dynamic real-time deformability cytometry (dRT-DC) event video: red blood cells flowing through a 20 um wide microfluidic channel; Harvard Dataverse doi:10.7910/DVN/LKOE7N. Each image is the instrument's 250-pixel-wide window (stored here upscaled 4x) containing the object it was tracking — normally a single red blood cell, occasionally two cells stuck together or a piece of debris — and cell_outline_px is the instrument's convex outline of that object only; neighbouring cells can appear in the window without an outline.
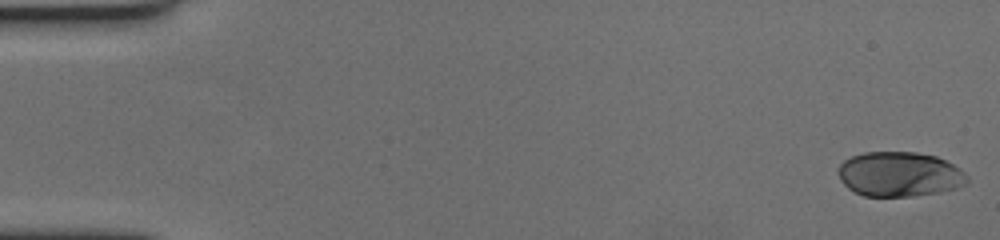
{"species": "human", "species_latin": "Homo sapiens", "temperature_condition": "cold", "stored_images_in_passage": 57, "camera_frame_rate_fps": 3000, "um_per_image_px": 0.085, "donor": {"sex": "female"}, "frame": {"image": 1, "passage_image": 1, "time_ms": 0.0, "image_size_px": [1000, 240], "cell_outline_px": [[968, 184], [956, 188], [936, 192], [912, 196], [864, 196], [848, 188], [840, 180], [836, 172], [840, 164], [844, 160], [852, 156], [864, 152], [916, 152], [936, 156], [952, 164], [964, 172], [968, 176]], "centroid_in_image_um": [76.43, 14.8], "position_along_channel_um": 8.6, "area_um2": 33.64}}
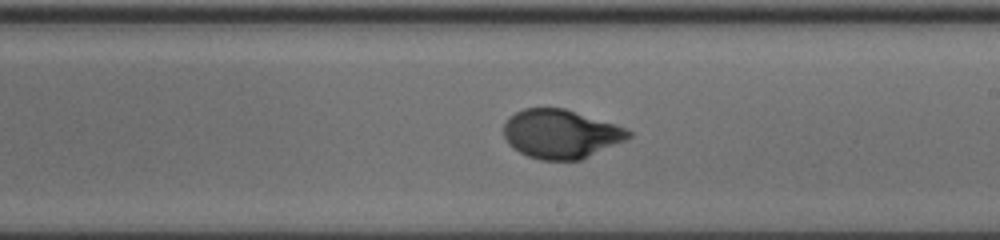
{"frame": {"image": 2, "passage_image": 35, "time_ms": 11.333, "image_size_px": [1000, 240], "cell_outline_px": [[632, 136], [624, 140], [580, 160], [540, 160], [528, 156], [512, 148], [508, 144], [504, 136], [504, 124], [508, 116], [524, 108], [564, 108], [628, 128], [632, 132]], "centroid_in_image_um": [47.64, 11.38], "position_along_channel_um": 241.4, "area_um2": 35.49}}
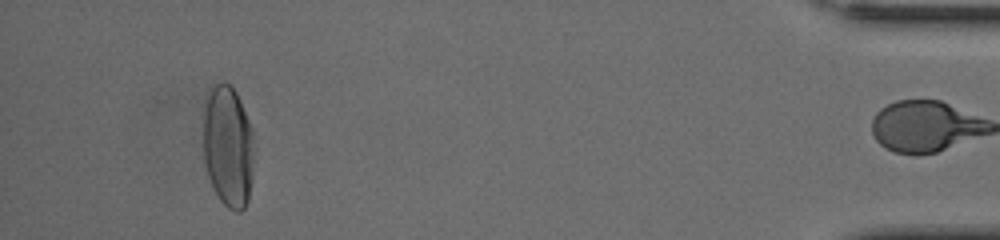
{"frame": {"image": 3, "passage_image": 56, "time_ms": 18.333, "image_size_px": [1000, 240], "cell_outline_px": [[252, 156], [248, 200], [244, 208], [240, 212], [236, 212], [228, 208], [220, 200], [208, 176], [204, 164], [204, 108], [208, 96], [212, 88], [216, 84], [228, 84], [236, 92], [248, 120], [252, 132]], "centroid_in_image_um": [19.36, 12.47], "position_along_channel_um": 415.8, "area_um2": 35.08}, "authors_computed_cell_mechanics": {"area_um2": 34.9112, "velocity_mm_per_s": 3.4596, "shape_relaxation_time_tau1_ms": 3.3382, "shape_relaxation_time_tau2_ms": null, "deformation_change_tau1": 0.1785, "deformation_change_tau2": null}}